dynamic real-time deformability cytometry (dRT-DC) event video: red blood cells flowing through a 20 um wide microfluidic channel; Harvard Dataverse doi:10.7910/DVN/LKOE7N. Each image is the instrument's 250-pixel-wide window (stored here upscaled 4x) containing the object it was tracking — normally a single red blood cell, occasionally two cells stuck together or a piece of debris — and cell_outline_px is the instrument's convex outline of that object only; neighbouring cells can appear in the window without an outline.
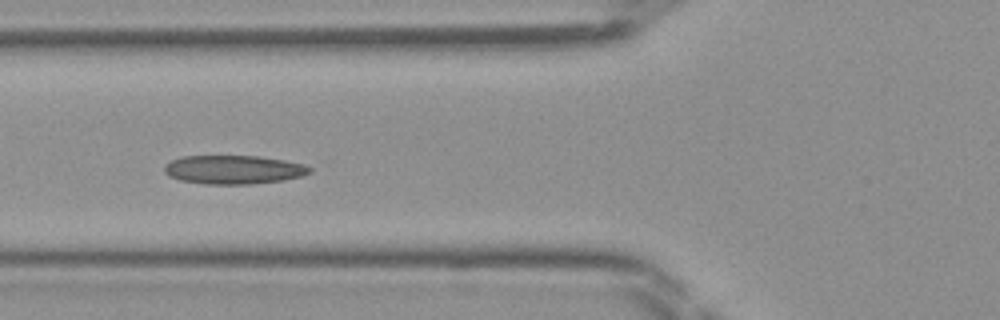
{"species": "Egyptian fruit bat (a non-hibernating species)", "species_latin": "Rousettus aegyptiacus", "temperature_condition": "room temperature", "stored_images_in_passage": 46, "camera_frame_rate_fps": 3000, "um_per_image_px": 0.085, "frame": {"image": 1, "passage_image": 17, "time_ms": 5.333, "image_size_px": [1000, 320], "cell_outline_px": [[312, 172], [300, 176], [280, 180], [248, 184], [204, 184], [180, 180], [168, 176], [164, 172], [164, 164], [180, 156], [260, 156], [284, 160], [304, 164], [312, 168]], "centroid_in_image_um": [19.81, 14.41], "position_along_channel_um": 106.0, "area_um2": 24.33}}
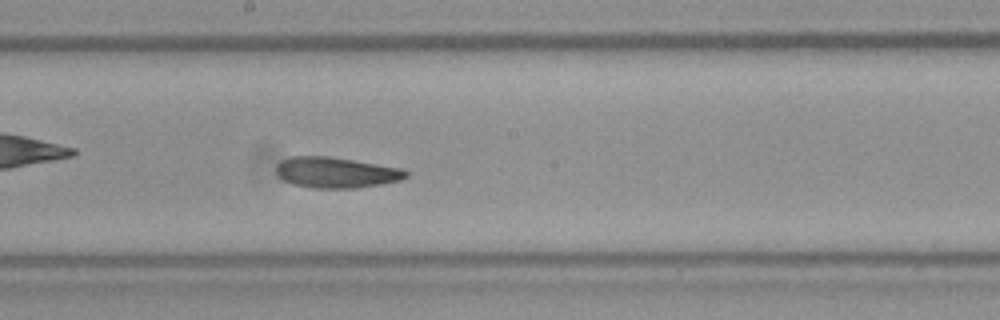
{"frame": {"image": 2, "passage_image": 25, "time_ms": 8.0, "image_size_px": [1000, 320], "cell_outline_px": [[408, 176], [400, 180], [380, 184], [356, 188], [312, 188], [292, 184], [284, 180], [276, 172], [276, 164], [280, 160], [288, 156], [328, 156], [404, 168], [408, 172]], "centroid_in_image_um": [28.55, 14.65], "position_along_channel_um": 219.6, "area_um2": 23.41}}
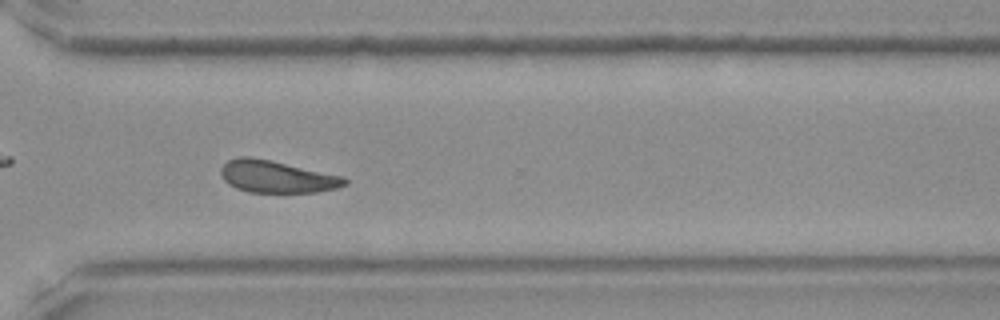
{"frame": {"image": 3, "passage_image": 34, "time_ms": 11.0, "image_size_px": [1000, 320], "cell_outline_px": [[348, 184], [336, 188], [316, 192], [248, 192], [236, 188], [228, 184], [224, 180], [220, 172], [220, 168], [228, 160], [240, 156], [248, 156], [268, 160], [344, 176], [348, 180]], "centroid_in_image_um": [23.52, 15.02], "position_along_channel_um": 347.1, "area_um2": 23.06}}